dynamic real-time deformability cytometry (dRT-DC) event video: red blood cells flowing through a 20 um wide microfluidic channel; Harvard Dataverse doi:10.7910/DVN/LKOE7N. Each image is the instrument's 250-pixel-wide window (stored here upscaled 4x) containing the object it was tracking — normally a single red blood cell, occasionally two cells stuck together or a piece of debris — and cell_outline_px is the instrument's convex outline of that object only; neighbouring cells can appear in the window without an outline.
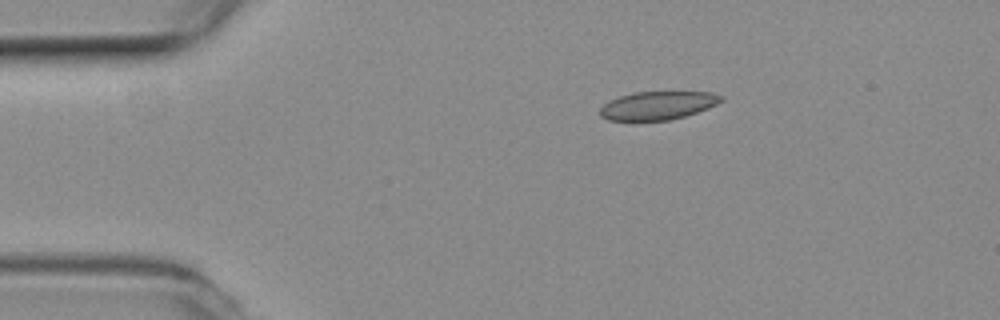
{"species": "common noctule bat (a hibernating species)", "species_latin": "Nyctalus noctula", "temperature_condition": "room temperature", "stored_images_in_passage": 5, "camera_frame_rate_fps": 3000, "um_per_image_px": 0.085, "animal": {"sex": "female", "body_mass_g": 19.3, "forearm_length_mm": 54.1}, "frame": {"image": 1, "passage_image": 1, "time_ms": 0.0, "image_size_px": [1000, 320], "cell_outline_px": [[724, 100], [708, 108], [684, 116], [668, 120], [608, 120], [600, 116], [600, 108], [604, 104], [620, 96], [636, 92], [712, 92], [724, 96]], "centroid_in_image_um": [55.94, 8.96], "position_along_channel_um": 29.1, "area_um2": 19.77}}
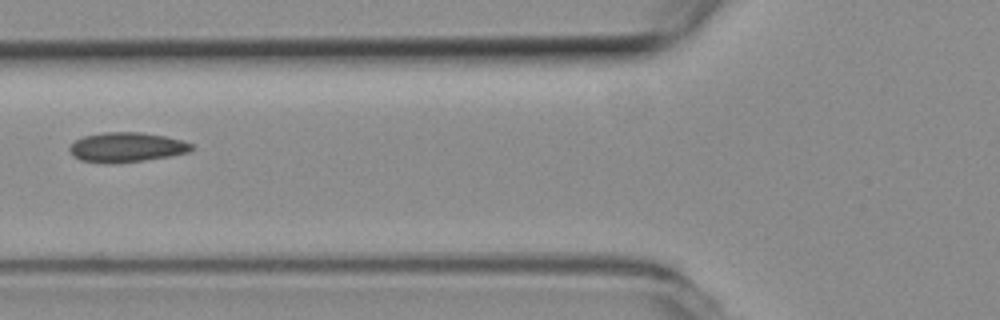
{"frame": {"image": 2, "passage_image": 4, "time_ms": 1.0, "image_size_px": [1000, 320], "cell_outline_px": [[192, 148], [188, 152], [172, 156], [116, 164], [104, 164], [80, 160], [72, 156], [68, 148], [76, 140], [84, 136], [104, 132], [140, 132], [164, 136], [180, 140], [192, 144]], "centroid_in_image_um": [10.71, 12.53], "position_along_channel_um": 115.1, "area_um2": 21.21}}
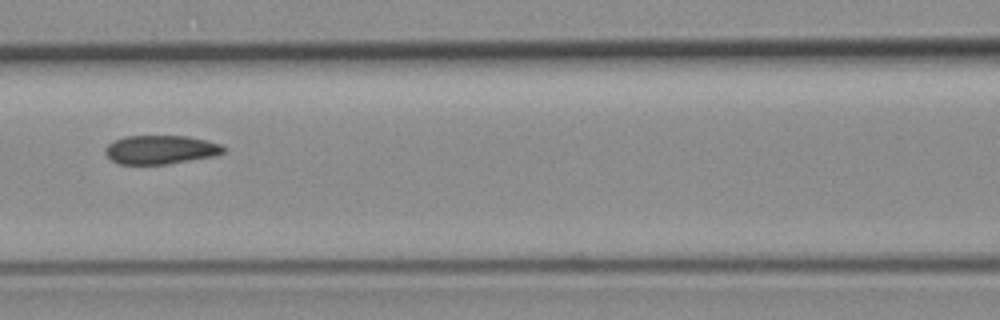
{"frame": {"image": 3, "passage_image": 5, "time_ms": 1.333, "image_size_px": [1000, 320], "cell_outline_px": [[224, 152], [212, 156], [168, 164], [120, 164], [112, 160], [104, 152], [104, 148], [108, 144], [124, 136], [184, 136], [204, 140], [220, 144], [224, 148]], "centroid_in_image_um": [13.6, 12.72], "position_along_channel_um": 153.0, "area_um2": 19.54}}